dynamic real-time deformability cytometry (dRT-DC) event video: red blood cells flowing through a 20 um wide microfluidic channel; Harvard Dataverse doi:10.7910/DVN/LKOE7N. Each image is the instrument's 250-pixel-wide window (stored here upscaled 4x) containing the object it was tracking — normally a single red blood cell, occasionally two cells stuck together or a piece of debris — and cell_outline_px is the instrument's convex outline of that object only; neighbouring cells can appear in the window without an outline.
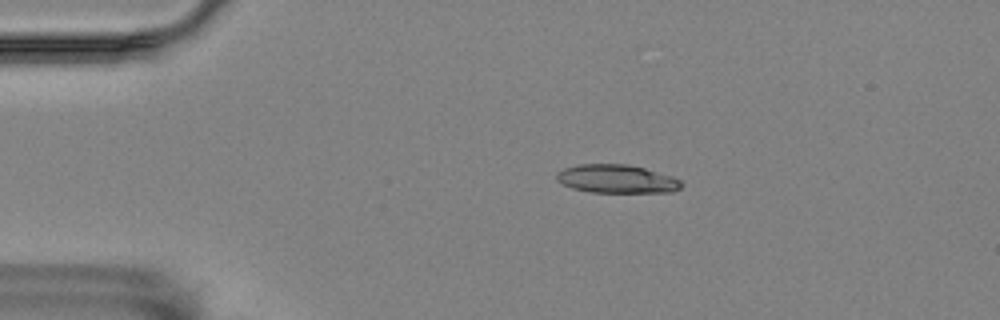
{"species": "Egyptian fruit bat (a non-hibernating species)", "species_latin": "Rousettus aegyptiacus", "temperature_condition": "room temperature", "stored_images_in_passage": 56, "camera_frame_rate_fps": 3000, "um_per_image_px": 0.085, "animal": {"sex": "female"}, "frame": {"image": 1, "passage_image": 11, "time_ms": 3.333, "image_size_px": [1000, 320], "cell_outline_px": [[684, 184], [680, 188], [672, 192], [588, 192], [572, 188], [556, 180], [556, 172], [564, 168], [580, 164], [628, 164], [644, 168], [672, 176], [680, 180]], "centroid_in_image_um": [52.42, 15.21], "position_along_channel_um": 32.6, "area_um2": 20.69}}
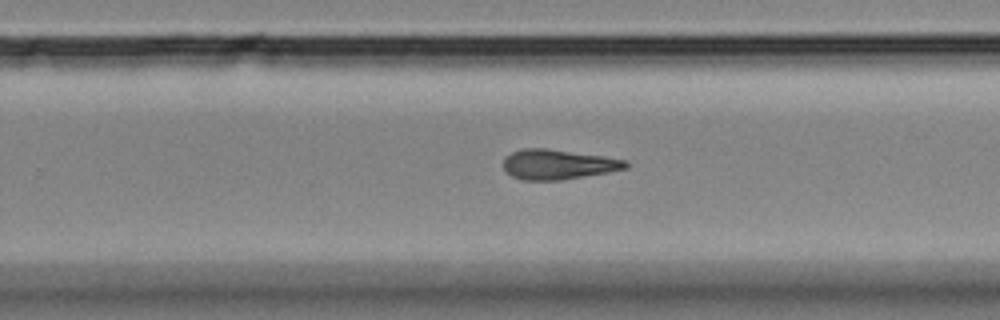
{"frame": {"image": 2, "passage_image": 36, "time_ms": 11.667, "image_size_px": [1000, 320], "cell_outline_px": [[628, 168], [560, 180], [524, 180], [512, 176], [504, 168], [504, 156], [512, 152], [524, 148], [548, 148], [604, 156], [624, 160], [628, 164]], "centroid_in_image_um": [47.4, 13.96], "position_along_channel_um": 282.4, "area_um2": 21.1}}
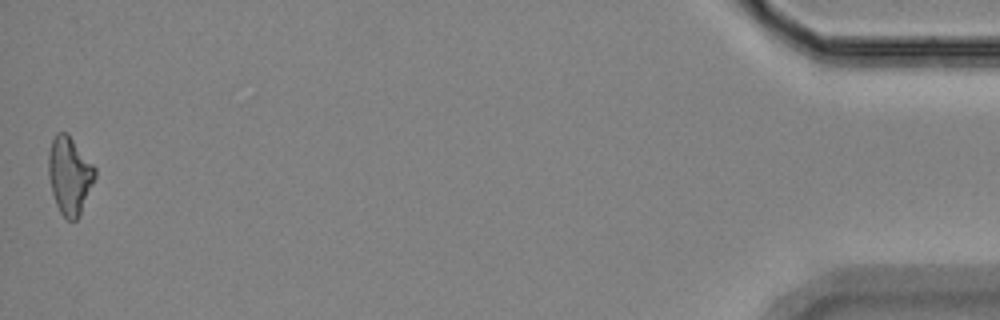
{"frame": {"image": 3, "passage_image": 56, "time_ms": 18.333, "image_size_px": [1000, 320], "cell_outline_px": [[96, 176], [80, 216], [76, 220], [68, 220], [60, 212], [56, 204], [52, 192], [48, 176], [48, 152], [52, 140], [56, 132], [68, 132], [96, 168]], "centroid_in_image_um": [5.91, 14.89], "position_along_channel_um": 429.3, "area_um2": 21.27}, "authors_computed_cell_mechanics": {"area_um2": 21.1548, "velocity_mm_per_s": 3.5352, "shape_relaxation_time_tau1_ms": null, "shape_relaxation_time_tau2_ms": 11.2023, "deformation_change_tau1": null, "deformation_change_tau2": 0.2773}}